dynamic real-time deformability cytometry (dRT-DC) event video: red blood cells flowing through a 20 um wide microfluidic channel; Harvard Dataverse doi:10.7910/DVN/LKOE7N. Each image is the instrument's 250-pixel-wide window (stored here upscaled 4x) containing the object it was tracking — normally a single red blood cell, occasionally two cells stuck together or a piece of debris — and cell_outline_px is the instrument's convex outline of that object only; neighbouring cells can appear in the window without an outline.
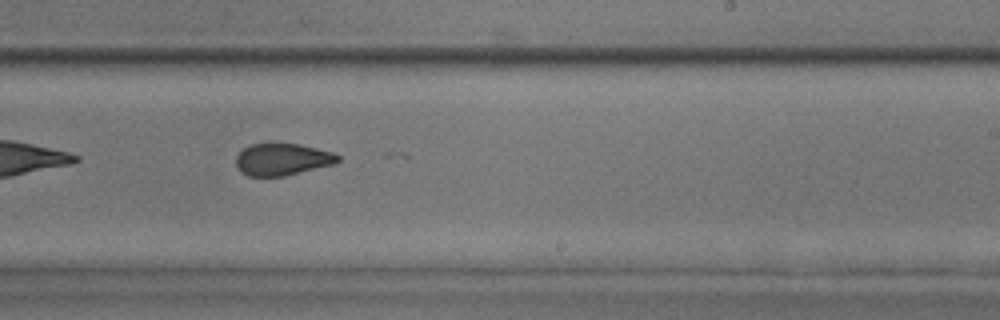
{"species": "common noctule bat (a hibernating species)", "species_latin": "Nyctalus noctula", "temperature_condition": "room temperature", "stored_images_in_passage": 36, "camera_frame_rate_fps": 3000, "um_per_image_px": 0.085, "animal": {"sex": "male", "body_mass_g": 17.9, "forearm_length_mm": 54.2}, "frame": {"image": 1, "passage_image": 16, "time_ms": 5.0, "image_size_px": [1000, 320], "cell_outline_px": [[340, 160], [336, 164], [284, 176], [248, 176], [240, 172], [236, 164], [236, 156], [244, 148], [252, 144], [272, 140], [300, 144], [332, 152], [340, 156]], "centroid_in_image_um": [23.99, 13.51], "position_along_channel_um": 265.0, "area_um2": 19.65}}
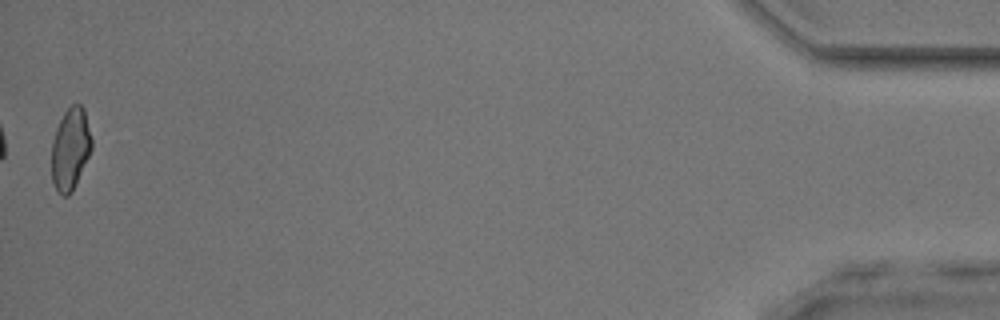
{"frame": {"image": 2, "passage_image": 36, "time_ms": 11.667, "image_size_px": [1000, 320], "cell_outline_px": [[92, 148], [72, 192], [68, 196], [64, 196], [56, 192], [52, 180], [52, 140], [56, 128], [64, 112], [72, 104], [80, 104], [84, 108], [92, 140]], "centroid_in_image_um": [5.97, 12.67], "position_along_channel_um": 429.2, "area_um2": 19.13}, "authors_computed_cell_mechanics": {"area_um2": 19.5942, "velocity_mm_per_s": 3.8447, "shape_relaxation_time_tau1_ms": 8.9722, "shape_relaxation_time_tau2_ms": 1.107, "deformation_change_tau1": 0.1683, "deformation_change_tau2": 0.0739}}